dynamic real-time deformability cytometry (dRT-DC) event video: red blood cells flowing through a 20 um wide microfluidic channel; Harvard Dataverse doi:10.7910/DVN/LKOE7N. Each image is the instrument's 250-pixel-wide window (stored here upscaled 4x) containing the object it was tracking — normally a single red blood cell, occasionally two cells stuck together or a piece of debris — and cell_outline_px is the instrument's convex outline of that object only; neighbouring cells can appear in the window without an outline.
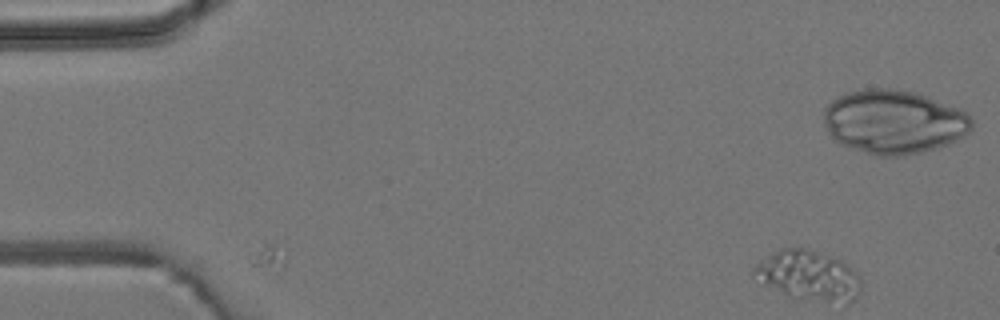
{"species": "common noctule bat (a hibernating species)", "species_latin": "Nyctalus noctula", "temperature_condition": "room temperature", "stored_images_in_passage": 5, "camera_frame_rate_fps": 3000, "um_per_image_px": 0.085, "animal": {"sex": "male", "body_mass_g": 19.2, "forearm_length_mm": 51.8}, "frame": {"image": 1, "passage_image": 1, "time_ms": 0.0, "image_size_px": [1000, 320], "cell_outline_px": [[860, 288], [852, 300], [848, 304], [844, 304], [796, 300], [760, 284], [752, 276], [752, 268], [760, 260], [772, 252], [780, 248], [808, 248], [840, 260], [856, 272], [860, 276]], "centroid_in_image_um": [68.65, 23.46], "position_along_channel_um": 16.4, "area_um2": 31.91}}